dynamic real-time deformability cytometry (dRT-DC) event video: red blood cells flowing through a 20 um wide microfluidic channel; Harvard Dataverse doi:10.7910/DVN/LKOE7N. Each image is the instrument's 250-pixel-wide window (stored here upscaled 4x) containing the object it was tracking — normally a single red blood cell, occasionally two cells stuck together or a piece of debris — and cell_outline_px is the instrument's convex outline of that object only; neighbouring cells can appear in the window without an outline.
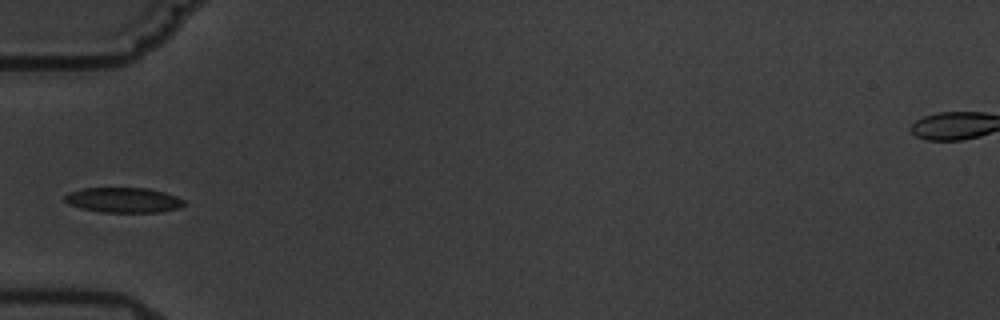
{"species": "common noctule bat (a hibernating species)", "species_latin": "Nyctalus noctula", "temperature_condition": "warm", "stored_images_in_passage": 3, "camera_frame_rate_fps": 3000, "um_per_image_px": 0.085, "animal": {"sex": "male", "body_mass_g": 19.5, "forearm_length_mm": 54.6}, "frame": {"image": 1, "passage_image": 3, "time_ms": 3.0, "image_size_px": [1000, 320], "cell_outline_px": [[188, 204], [180, 208], [160, 212], [100, 212], [80, 208], [68, 204], [64, 200], [64, 196], [68, 192], [80, 188], [148, 188], [164, 192], [176, 196], [184, 200]], "centroid_in_image_um": [10.5, 17.0], "position_along_channel_um": 74.5, "area_um2": 17.69}}